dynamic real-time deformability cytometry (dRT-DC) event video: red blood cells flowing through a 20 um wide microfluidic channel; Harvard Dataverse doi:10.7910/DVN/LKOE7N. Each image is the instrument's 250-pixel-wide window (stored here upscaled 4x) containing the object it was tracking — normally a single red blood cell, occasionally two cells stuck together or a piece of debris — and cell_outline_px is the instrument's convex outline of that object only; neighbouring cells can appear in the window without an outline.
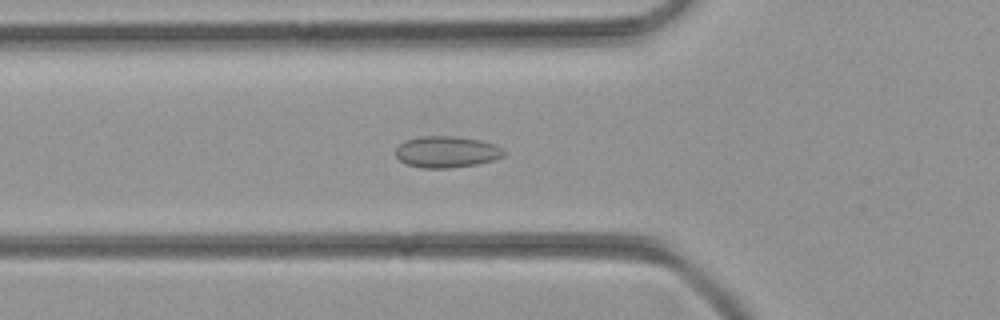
{"species": "common noctule bat (a hibernating species)", "species_latin": "Nyctalus noctula", "temperature_condition": "room temperature", "stored_images_in_passage": 51, "camera_frame_rate_fps": 3000, "um_per_image_px": 0.085, "animal": {"sex": "female", "body_mass_g": 21.9}, "frame": {"image": 1, "passage_image": 17, "time_ms": 5.333, "image_size_px": [1000, 320], "cell_outline_px": [[504, 156], [492, 160], [476, 164], [448, 168], [420, 168], [408, 164], [400, 160], [396, 156], [396, 148], [400, 144], [408, 140], [420, 136], [456, 136], [480, 140], [496, 144], [504, 152]], "centroid_in_image_um": [37.96, 12.9], "position_along_channel_um": 87.8, "area_um2": 19.65}}
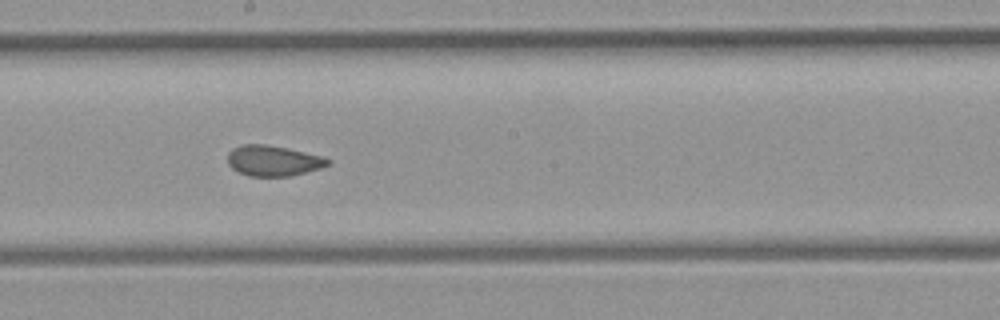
{"frame": {"image": 2, "passage_image": 27, "time_ms": 8.667, "image_size_px": [1000, 320], "cell_outline_px": [[332, 164], [320, 168], [288, 176], [248, 176], [232, 168], [228, 164], [228, 152], [232, 148], [244, 144], [264, 144], [288, 148], [324, 156], [332, 160]], "centroid_in_image_um": [23.25, 13.65], "position_along_channel_um": 225.0, "area_um2": 17.92}}
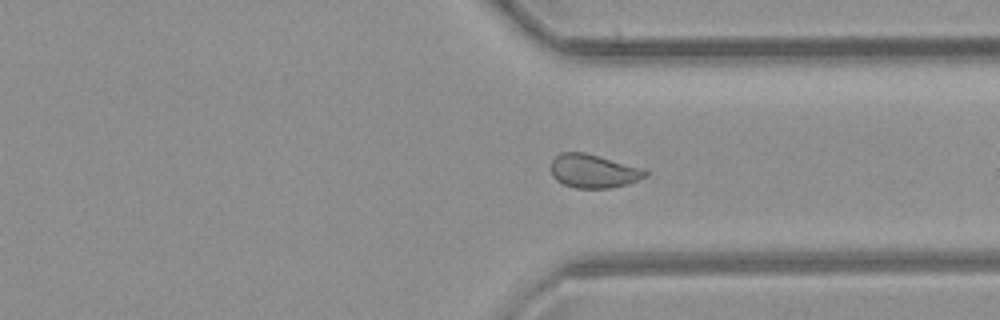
{"frame": {"image": 3, "passage_image": 37, "time_ms": 12.0, "image_size_px": [1000, 320], "cell_outline_px": [[648, 176], [628, 184], [608, 188], [576, 188], [564, 184], [556, 180], [552, 176], [552, 160], [560, 152], [584, 152], [644, 168], [648, 172]], "centroid_in_image_um": [50.47, 14.54], "position_along_channel_um": 360.9, "area_um2": 18.5}}